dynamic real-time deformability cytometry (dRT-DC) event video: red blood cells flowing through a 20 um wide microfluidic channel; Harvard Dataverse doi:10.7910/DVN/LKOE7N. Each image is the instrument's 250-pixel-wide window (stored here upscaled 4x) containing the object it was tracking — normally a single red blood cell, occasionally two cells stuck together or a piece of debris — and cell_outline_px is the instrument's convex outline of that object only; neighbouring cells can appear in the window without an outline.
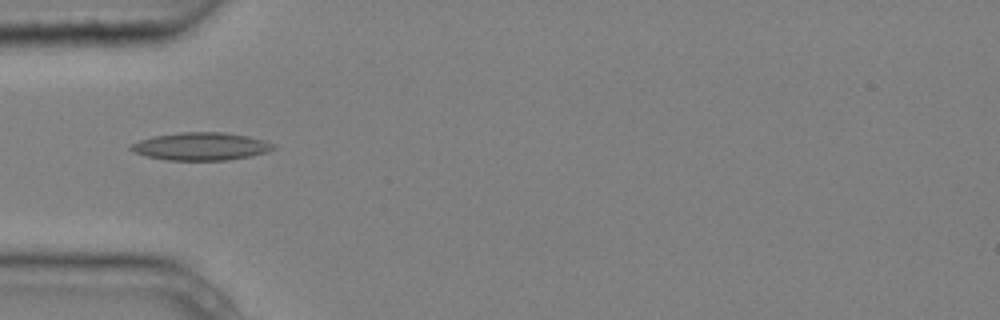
{"species": "common noctule bat (a hibernating species)", "species_latin": "Nyctalus noctula", "temperature_condition": "cold", "stored_images_in_passage": 6, "camera_frame_rate_fps": 3000, "um_per_image_px": 0.085, "animal": {"sex": "male", "body_mass_g": 20.4}, "frame": {"image": 1, "passage_image": 4, "time_ms": 1.0, "image_size_px": [1000, 320], "cell_outline_px": [[276, 148], [252, 156], [228, 160], [168, 160], [144, 156], [128, 148], [128, 144], [152, 136], [180, 132], [224, 132], [248, 136], [276, 144]], "centroid_in_image_um": [17.05, 12.44], "position_along_channel_um": 67.9, "area_um2": 23.18}}
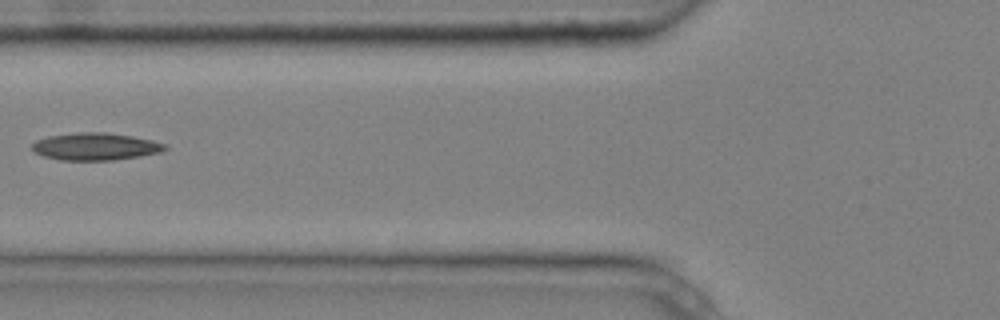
{"frame": {"image": 2, "passage_image": 5, "time_ms": 1.333, "image_size_px": [1000, 320], "cell_outline_px": [[168, 148], [160, 152], [140, 156], [112, 160], [60, 160], [44, 156], [36, 152], [32, 148], [32, 144], [36, 140], [48, 136], [80, 132], [108, 132], [132, 136], [152, 140], [168, 144]], "centroid_in_image_um": [8.14, 12.45], "position_along_channel_um": 117.7, "area_um2": 21.15}}